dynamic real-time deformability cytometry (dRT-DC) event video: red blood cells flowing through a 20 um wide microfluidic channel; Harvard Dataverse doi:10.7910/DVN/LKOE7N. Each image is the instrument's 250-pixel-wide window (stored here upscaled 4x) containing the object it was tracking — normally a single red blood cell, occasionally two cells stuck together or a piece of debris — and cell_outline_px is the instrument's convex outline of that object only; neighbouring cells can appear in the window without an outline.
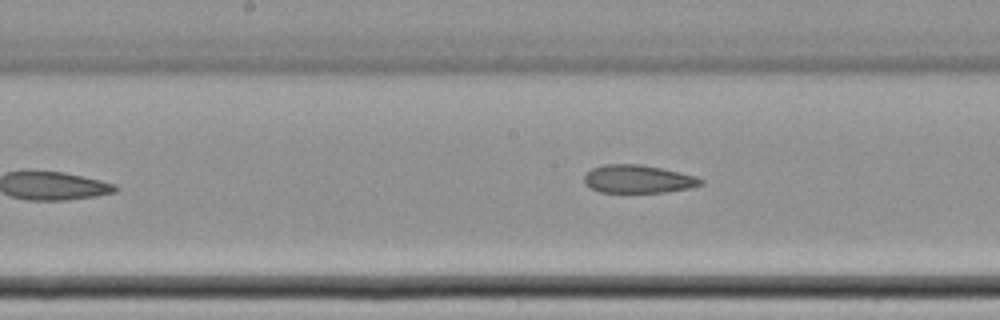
{"species": "common noctule bat (a hibernating species)", "species_latin": "Nyctalus noctula", "temperature_condition": "cold", "stored_images_in_passage": 11, "camera_frame_rate_fps": 3000, "um_per_image_px": 0.085, "animal": {"sex": "female", "body_mass_g": 22.7, "forearm_length_mm": 54.2}, "frame": {"image": 1, "passage_image": 11, "time_ms": 13.0, "image_size_px": [1000, 320], "cell_outline_px": [[704, 180], [700, 184], [688, 188], [664, 192], [600, 192], [588, 188], [584, 184], [584, 176], [592, 168], [604, 164], [640, 164], [680, 172], [696, 176]], "centroid_in_image_um": [54.18, 15.21], "position_along_channel_um": 194.0, "area_um2": 19.02}}